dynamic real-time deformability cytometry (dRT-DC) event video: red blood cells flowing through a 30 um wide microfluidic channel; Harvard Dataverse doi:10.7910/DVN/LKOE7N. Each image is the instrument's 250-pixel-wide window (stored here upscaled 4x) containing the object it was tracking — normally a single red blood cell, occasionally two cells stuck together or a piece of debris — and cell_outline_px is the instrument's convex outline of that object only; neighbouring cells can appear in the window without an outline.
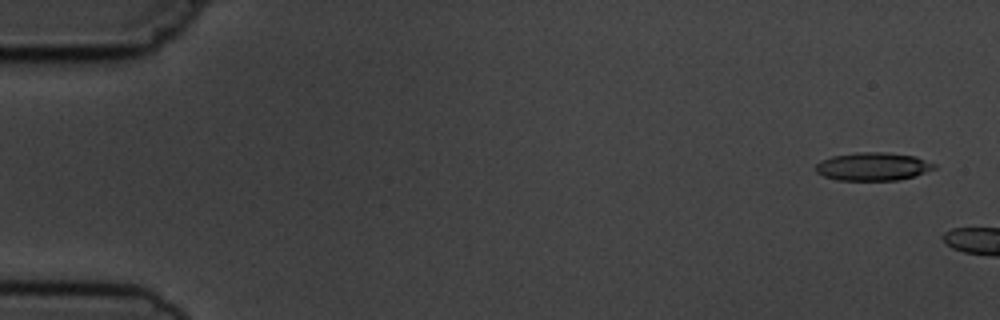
{"species": "common noctule bat (a hibernating species)", "species_latin": "Nyctalus noctula", "temperature_condition": "cold", "stored_images_in_passage": 3, "camera_frame_rate_fps": 3000, "um_per_image_px": 0.085, "animal": {"sex": "male", "body_mass_g": 19.5, "forearm_length_mm": 54.6}, "frame": {"image": 1, "passage_image": 1, "time_ms": 0.0, "image_size_px": [1000, 320], "cell_outline_px": [[936, 168], [916, 176], [896, 180], [836, 180], [824, 176], [816, 172], [816, 164], [820, 160], [832, 156], [856, 152], [888, 152], [916, 156], [936, 164]], "centroid_in_image_um": [74.21, 14.15], "position_along_channel_um": 10.8, "area_um2": 19.59}}